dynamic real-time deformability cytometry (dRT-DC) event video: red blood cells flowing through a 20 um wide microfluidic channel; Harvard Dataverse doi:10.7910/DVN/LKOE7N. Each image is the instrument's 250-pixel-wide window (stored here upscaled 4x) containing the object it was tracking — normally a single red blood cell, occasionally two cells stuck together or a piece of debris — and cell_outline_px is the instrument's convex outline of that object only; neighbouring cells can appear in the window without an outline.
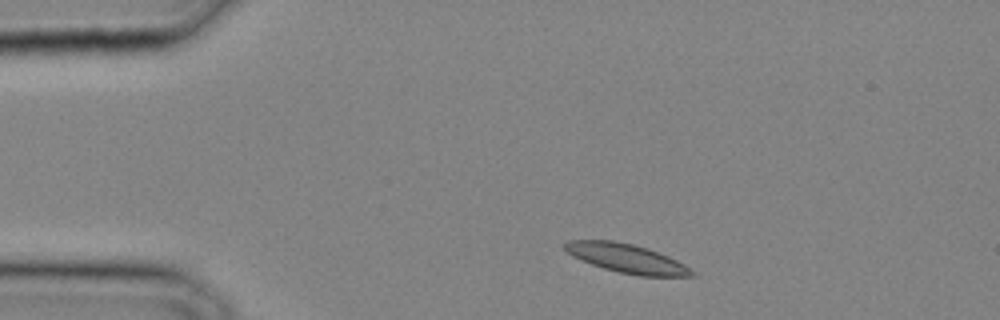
{"species": "common noctule bat (a hibernating species)", "species_latin": "Nyctalus noctula", "temperature_condition": "cold", "stored_images_in_passage": 28, "camera_frame_rate_fps": 3000, "um_per_image_px": 0.085, "animal": {"sex": "male", "body_mass_g": 20.4}, "frame": {"image": 1, "passage_image": 2, "time_ms": 0.333, "image_size_px": [1000, 320], "cell_outline_px": [[696, 276], [640, 276], [620, 272], [604, 268], [580, 260], [572, 256], [564, 248], [564, 244], [568, 240], [612, 240], [632, 244], [648, 248], [668, 256], [684, 264], [696, 272]], "centroid_in_image_um": [53.28, 21.96], "position_along_channel_um": 31.7, "area_um2": 21.33}}
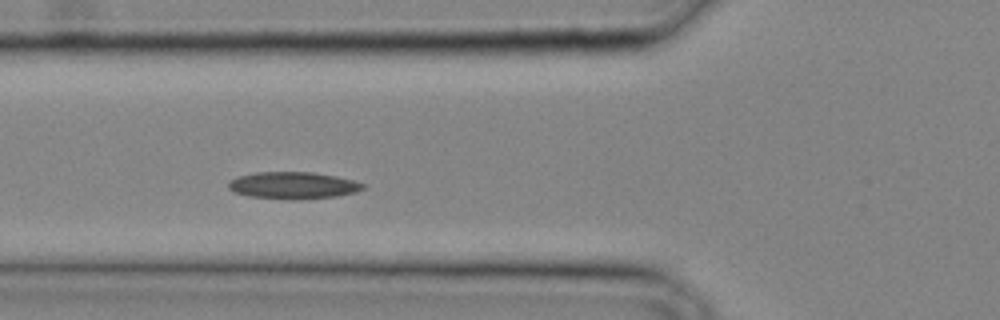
{"frame": {"image": 2, "passage_image": 8, "time_ms": 2.333, "image_size_px": [1000, 320], "cell_outline_px": [[364, 188], [356, 192], [336, 196], [300, 200], [288, 200], [248, 196], [236, 192], [228, 188], [228, 184], [236, 176], [256, 172], [312, 172], [336, 176], [352, 180], [364, 184]], "centroid_in_image_um": [24.9, 15.76], "position_along_channel_um": 100.9, "area_um2": 21.21}}
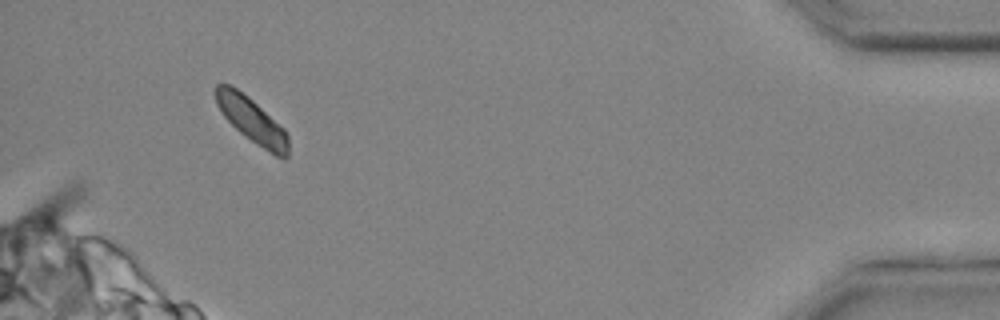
{"frame": {"image": 3, "passage_image": 27, "time_ms": 8.667, "image_size_px": [1000, 320], "cell_outline_px": [[288, 156], [284, 160], [276, 156], [256, 144], [240, 132], [224, 116], [216, 104], [212, 92], [216, 84], [228, 84], [236, 88], [248, 96], [284, 128], [288, 136]], "centroid_in_image_um": [21.38, 10.2], "position_along_channel_um": 413.8, "area_um2": 19.13}}